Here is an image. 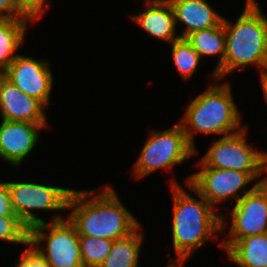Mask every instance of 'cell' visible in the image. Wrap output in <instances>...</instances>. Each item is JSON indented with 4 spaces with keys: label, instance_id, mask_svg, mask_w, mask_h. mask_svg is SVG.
Listing matches in <instances>:
<instances>
[{
    "label": "cell",
    "instance_id": "cell-24",
    "mask_svg": "<svg viewBox=\"0 0 267 267\" xmlns=\"http://www.w3.org/2000/svg\"><path fill=\"white\" fill-rule=\"evenodd\" d=\"M22 257L18 261L16 267H50L44 257L37 251L35 246L30 242L27 245Z\"/></svg>",
    "mask_w": 267,
    "mask_h": 267
},
{
    "label": "cell",
    "instance_id": "cell-26",
    "mask_svg": "<svg viewBox=\"0 0 267 267\" xmlns=\"http://www.w3.org/2000/svg\"><path fill=\"white\" fill-rule=\"evenodd\" d=\"M16 215L12 208L10 192L6 182H0V216Z\"/></svg>",
    "mask_w": 267,
    "mask_h": 267
},
{
    "label": "cell",
    "instance_id": "cell-7",
    "mask_svg": "<svg viewBox=\"0 0 267 267\" xmlns=\"http://www.w3.org/2000/svg\"><path fill=\"white\" fill-rule=\"evenodd\" d=\"M247 126L240 132L214 141L198 167L248 172L254 179L267 173V152L255 150L246 142Z\"/></svg>",
    "mask_w": 267,
    "mask_h": 267
},
{
    "label": "cell",
    "instance_id": "cell-9",
    "mask_svg": "<svg viewBox=\"0 0 267 267\" xmlns=\"http://www.w3.org/2000/svg\"><path fill=\"white\" fill-rule=\"evenodd\" d=\"M254 178L248 172H241L231 169H217L210 167H201V171L190 175L186 183H190L201 196L213 207L219 202L228 199L237 202L238 191L242 190L243 195L251 192L258 184L264 183L267 177L256 182L251 189H245Z\"/></svg>",
    "mask_w": 267,
    "mask_h": 267
},
{
    "label": "cell",
    "instance_id": "cell-4",
    "mask_svg": "<svg viewBox=\"0 0 267 267\" xmlns=\"http://www.w3.org/2000/svg\"><path fill=\"white\" fill-rule=\"evenodd\" d=\"M228 82L211 85L198 94L187 106L179 122L189 144L195 149V132L202 134H223V137L240 132L242 126L240 111L234 102Z\"/></svg>",
    "mask_w": 267,
    "mask_h": 267
},
{
    "label": "cell",
    "instance_id": "cell-17",
    "mask_svg": "<svg viewBox=\"0 0 267 267\" xmlns=\"http://www.w3.org/2000/svg\"><path fill=\"white\" fill-rule=\"evenodd\" d=\"M28 22L25 17L0 19V70L5 72L19 55L16 52L25 41Z\"/></svg>",
    "mask_w": 267,
    "mask_h": 267
},
{
    "label": "cell",
    "instance_id": "cell-22",
    "mask_svg": "<svg viewBox=\"0 0 267 267\" xmlns=\"http://www.w3.org/2000/svg\"><path fill=\"white\" fill-rule=\"evenodd\" d=\"M29 235V228L17 215L0 216V240L28 245Z\"/></svg>",
    "mask_w": 267,
    "mask_h": 267
},
{
    "label": "cell",
    "instance_id": "cell-10",
    "mask_svg": "<svg viewBox=\"0 0 267 267\" xmlns=\"http://www.w3.org/2000/svg\"><path fill=\"white\" fill-rule=\"evenodd\" d=\"M231 228L223 242H236L241 238L264 234L267 222V180L235 202Z\"/></svg>",
    "mask_w": 267,
    "mask_h": 267
},
{
    "label": "cell",
    "instance_id": "cell-29",
    "mask_svg": "<svg viewBox=\"0 0 267 267\" xmlns=\"http://www.w3.org/2000/svg\"><path fill=\"white\" fill-rule=\"evenodd\" d=\"M184 263H168L166 267H183Z\"/></svg>",
    "mask_w": 267,
    "mask_h": 267
},
{
    "label": "cell",
    "instance_id": "cell-30",
    "mask_svg": "<svg viewBox=\"0 0 267 267\" xmlns=\"http://www.w3.org/2000/svg\"><path fill=\"white\" fill-rule=\"evenodd\" d=\"M164 2H170V0H147L146 3H164Z\"/></svg>",
    "mask_w": 267,
    "mask_h": 267
},
{
    "label": "cell",
    "instance_id": "cell-31",
    "mask_svg": "<svg viewBox=\"0 0 267 267\" xmlns=\"http://www.w3.org/2000/svg\"><path fill=\"white\" fill-rule=\"evenodd\" d=\"M4 77H5V72L0 70V83L3 80Z\"/></svg>",
    "mask_w": 267,
    "mask_h": 267
},
{
    "label": "cell",
    "instance_id": "cell-12",
    "mask_svg": "<svg viewBox=\"0 0 267 267\" xmlns=\"http://www.w3.org/2000/svg\"><path fill=\"white\" fill-rule=\"evenodd\" d=\"M47 123L6 121L0 123V158L19 167L39 141V130ZM19 165V166H18Z\"/></svg>",
    "mask_w": 267,
    "mask_h": 267
},
{
    "label": "cell",
    "instance_id": "cell-5",
    "mask_svg": "<svg viewBox=\"0 0 267 267\" xmlns=\"http://www.w3.org/2000/svg\"><path fill=\"white\" fill-rule=\"evenodd\" d=\"M52 217L51 223L43 222L30 229L29 242L38 246L35 248L50 267H83L76 228L69 219L59 215ZM45 241L46 250L40 245Z\"/></svg>",
    "mask_w": 267,
    "mask_h": 267
},
{
    "label": "cell",
    "instance_id": "cell-32",
    "mask_svg": "<svg viewBox=\"0 0 267 267\" xmlns=\"http://www.w3.org/2000/svg\"><path fill=\"white\" fill-rule=\"evenodd\" d=\"M264 235L267 237V222H266V227H265Z\"/></svg>",
    "mask_w": 267,
    "mask_h": 267
},
{
    "label": "cell",
    "instance_id": "cell-20",
    "mask_svg": "<svg viewBox=\"0 0 267 267\" xmlns=\"http://www.w3.org/2000/svg\"><path fill=\"white\" fill-rule=\"evenodd\" d=\"M171 44L174 65L182 78L187 81L198 71L196 68L201 57L185 38H179Z\"/></svg>",
    "mask_w": 267,
    "mask_h": 267
},
{
    "label": "cell",
    "instance_id": "cell-28",
    "mask_svg": "<svg viewBox=\"0 0 267 267\" xmlns=\"http://www.w3.org/2000/svg\"><path fill=\"white\" fill-rule=\"evenodd\" d=\"M245 8H259V5L255 0H246Z\"/></svg>",
    "mask_w": 267,
    "mask_h": 267
},
{
    "label": "cell",
    "instance_id": "cell-23",
    "mask_svg": "<svg viewBox=\"0 0 267 267\" xmlns=\"http://www.w3.org/2000/svg\"><path fill=\"white\" fill-rule=\"evenodd\" d=\"M20 13L30 21L41 18V14L49 9L46 0H16Z\"/></svg>",
    "mask_w": 267,
    "mask_h": 267
},
{
    "label": "cell",
    "instance_id": "cell-3",
    "mask_svg": "<svg viewBox=\"0 0 267 267\" xmlns=\"http://www.w3.org/2000/svg\"><path fill=\"white\" fill-rule=\"evenodd\" d=\"M226 53L223 66L215 73L217 81L235 69L256 65L267 75V16L259 8H245L235 23L223 18Z\"/></svg>",
    "mask_w": 267,
    "mask_h": 267
},
{
    "label": "cell",
    "instance_id": "cell-19",
    "mask_svg": "<svg viewBox=\"0 0 267 267\" xmlns=\"http://www.w3.org/2000/svg\"><path fill=\"white\" fill-rule=\"evenodd\" d=\"M141 225L129 236L114 240L108 256L99 267H138L143 232Z\"/></svg>",
    "mask_w": 267,
    "mask_h": 267
},
{
    "label": "cell",
    "instance_id": "cell-2",
    "mask_svg": "<svg viewBox=\"0 0 267 267\" xmlns=\"http://www.w3.org/2000/svg\"><path fill=\"white\" fill-rule=\"evenodd\" d=\"M188 188L200 197L191 196L176 180H171L173 199L172 246L176 253L171 263H184L193 251L205 245L210 237H216L227 221L222 213L216 212L201 194L188 182Z\"/></svg>",
    "mask_w": 267,
    "mask_h": 267
},
{
    "label": "cell",
    "instance_id": "cell-16",
    "mask_svg": "<svg viewBox=\"0 0 267 267\" xmlns=\"http://www.w3.org/2000/svg\"><path fill=\"white\" fill-rule=\"evenodd\" d=\"M231 262L240 267H267V237L264 234L241 238L236 242H222Z\"/></svg>",
    "mask_w": 267,
    "mask_h": 267
},
{
    "label": "cell",
    "instance_id": "cell-1",
    "mask_svg": "<svg viewBox=\"0 0 267 267\" xmlns=\"http://www.w3.org/2000/svg\"><path fill=\"white\" fill-rule=\"evenodd\" d=\"M96 192L73 189L70 195L67 210L72 211L68 219L79 236L114 241L129 236L140 226L112 186H106L97 197Z\"/></svg>",
    "mask_w": 267,
    "mask_h": 267
},
{
    "label": "cell",
    "instance_id": "cell-18",
    "mask_svg": "<svg viewBox=\"0 0 267 267\" xmlns=\"http://www.w3.org/2000/svg\"><path fill=\"white\" fill-rule=\"evenodd\" d=\"M198 52L201 58L220 55V61L213 71V79L217 83L215 73L223 66L226 53V37L223 21L216 27L195 31L185 38Z\"/></svg>",
    "mask_w": 267,
    "mask_h": 267
},
{
    "label": "cell",
    "instance_id": "cell-6",
    "mask_svg": "<svg viewBox=\"0 0 267 267\" xmlns=\"http://www.w3.org/2000/svg\"><path fill=\"white\" fill-rule=\"evenodd\" d=\"M195 155L180 123L165 131H152L133 166L136 178H143L157 169H171Z\"/></svg>",
    "mask_w": 267,
    "mask_h": 267
},
{
    "label": "cell",
    "instance_id": "cell-15",
    "mask_svg": "<svg viewBox=\"0 0 267 267\" xmlns=\"http://www.w3.org/2000/svg\"><path fill=\"white\" fill-rule=\"evenodd\" d=\"M147 8L138 15H132L131 20L149 33L170 44L179 39L176 33V23L170 2L146 3Z\"/></svg>",
    "mask_w": 267,
    "mask_h": 267
},
{
    "label": "cell",
    "instance_id": "cell-21",
    "mask_svg": "<svg viewBox=\"0 0 267 267\" xmlns=\"http://www.w3.org/2000/svg\"><path fill=\"white\" fill-rule=\"evenodd\" d=\"M113 241L89 236H79L83 267H99L108 256Z\"/></svg>",
    "mask_w": 267,
    "mask_h": 267
},
{
    "label": "cell",
    "instance_id": "cell-8",
    "mask_svg": "<svg viewBox=\"0 0 267 267\" xmlns=\"http://www.w3.org/2000/svg\"><path fill=\"white\" fill-rule=\"evenodd\" d=\"M14 213L29 228L46 222L31 210H67L73 189L28 182H6Z\"/></svg>",
    "mask_w": 267,
    "mask_h": 267
},
{
    "label": "cell",
    "instance_id": "cell-11",
    "mask_svg": "<svg viewBox=\"0 0 267 267\" xmlns=\"http://www.w3.org/2000/svg\"><path fill=\"white\" fill-rule=\"evenodd\" d=\"M46 60L18 55L5 71V77L26 95L50 104L53 75Z\"/></svg>",
    "mask_w": 267,
    "mask_h": 267
},
{
    "label": "cell",
    "instance_id": "cell-25",
    "mask_svg": "<svg viewBox=\"0 0 267 267\" xmlns=\"http://www.w3.org/2000/svg\"><path fill=\"white\" fill-rule=\"evenodd\" d=\"M24 17L18 8L16 0H0V19Z\"/></svg>",
    "mask_w": 267,
    "mask_h": 267
},
{
    "label": "cell",
    "instance_id": "cell-14",
    "mask_svg": "<svg viewBox=\"0 0 267 267\" xmlns=\"http://www.w3.org/2000/svg\"><path fill=\"white\" fill-rule=\"evenodd\" d=\"M170 4L176 27L178 22L186 25L180 38H186L195 31L216 27L224 18L206 0H170Z\"/></svg>",
    "mask_w": 267,
    "mask_h": 267
},
{
    "label": "cell",
    "instance_id": "cell-13",
    "mask_svg": "<svg viewBox=\"0 0 267 267\" xmlns=\"http://www.w3.org/2000/svg\"><path fill=\"white\" fill-rule=\"evenodd\" d=\"M46 107L18 89L6 77L0 83V114L6 121L48 123Z\"/></svg>",
    "mask_w": 267,
    "mask_h": 267
},
{
    "label": "cell",
    "instance_id": "cell-27",
    "mask_svg": "<svg viewBox=\"0 0 267 267\" xmlns=\"http://www.w3.org/2000/svg\"><path fill=\"white\" fill-rule=\"evenodd\" d=\"M261 78V85H262V90H263V93H264V98H265V101L267 103V75H262L260 76Z\"/></svg>",
    "mask_w": 267,
    "mask_h": 267
}]
</instances>
